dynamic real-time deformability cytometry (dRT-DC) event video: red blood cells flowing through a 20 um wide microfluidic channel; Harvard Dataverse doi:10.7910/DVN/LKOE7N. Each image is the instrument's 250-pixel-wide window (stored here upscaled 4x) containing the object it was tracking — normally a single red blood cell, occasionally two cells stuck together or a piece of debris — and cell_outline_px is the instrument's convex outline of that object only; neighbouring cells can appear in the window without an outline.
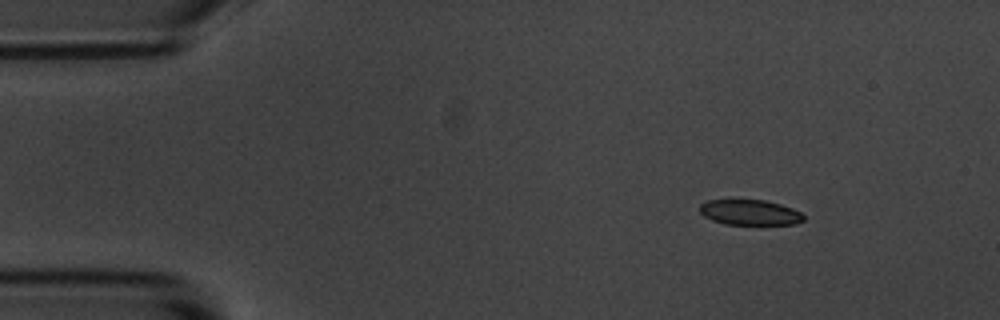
{"species": "common noctule bat (a hibernating species)", "species_latin": "Nyctalus noctula", "temperature_condition": "room temperature", "stored_images_in_passage": 5, "camera_frame_rate_fps": 3000, "um_per_image_px": 0.085, "animal": {"sex": "male", "body_mass_g": 20.1, "forearm_length_mm": 53.5}, "frame": {"image": 1, "passage_image": 1, "time_ms": 0.0, "image_size_px": [1000, 320], "cell_outline_px": [[804, 220], [792, 224], [724, 224], [712, 220], [704, 216], [700, 212], [700, 204], [708, 200], [764, 200], [780, 204], [792, 208], [800, 212], [804, 216]], "centroid_in_image_um": [63.72, 18.05], "position_along_channel_um": 21.3, "area_um2": 15.2}}
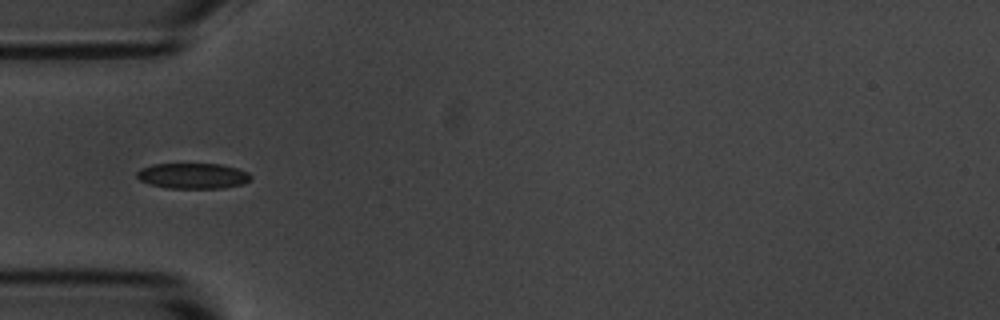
{"frame": {"image": 2, "passage_image": 4, "time_ms": 3.333, "image_size_px": [1000, 320], "cell_outline_px": [[252, 180], [244, 184], [224, 188], [168, 188], [148, 184], [140, 180], [136, 176], [136, 172], [140, 168], [152, 164], [220, 164], [236, 168], [248, 172], [252, 176]], "centroid_in_image_um": [16.4, 14.95], "position_along_channel_um": 68.6, "area_um2": 17.17}}